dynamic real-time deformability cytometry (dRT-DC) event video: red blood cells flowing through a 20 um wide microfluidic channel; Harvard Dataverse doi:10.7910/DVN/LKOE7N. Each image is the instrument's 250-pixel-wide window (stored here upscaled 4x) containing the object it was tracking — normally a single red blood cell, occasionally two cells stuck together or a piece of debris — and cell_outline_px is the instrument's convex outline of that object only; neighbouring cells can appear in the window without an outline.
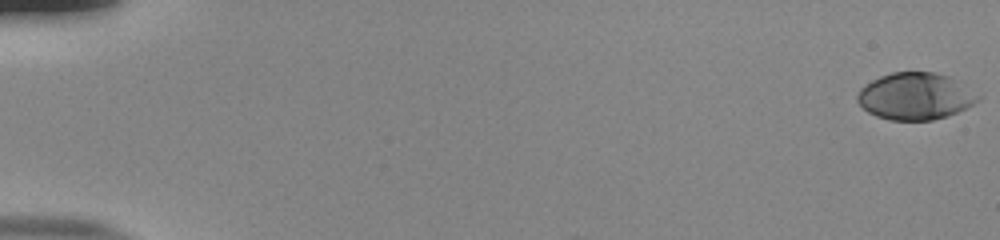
{"species": "human", "species_latin": "Homo sapiens", "temperature_condition": "room temperature", "stored_images_in_passage": 55, "camera_frame_rate_fps": 3000, "um_per_image_px": 0.085, "donor": {"sex": "male"}, "frame": {"image": 1, "passage_image": 1, "time_ms": 0.0, "image_size_px": [1000, 240], "cell_outline_px": [[980, 100], [956, 112], [932, 120], [888, 120], [876, 116], [868, 112], [856, 100], [856, 96], [860, 88], [864, 84], [880, 76], [892, 72], [932, 72], [948, 76], [980, 96]], "centroid_in_image_um": [77.73, 8.18], "position_along_channel_um": 7.3, "area_um2": 32.6}}
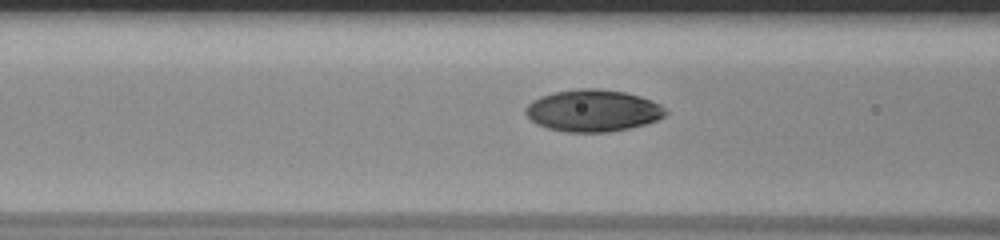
{"frame": {"image": 2, "passage_image": 24, "time_ms": 7.667, "image_size_px": [1000, 240], "cell_outline_px": [[668, 112], [664, 116], [656, 120], [644, 124], [628, 128], [608, 132], [564, 132], [548, 128], [536, 124], [524, 112], [524, 108], [532, 100], [540, 96], [552, 92], [576, 88], [596, 88], [624, 92], [640, 96], [652, 100], [660, 104]], "centroid_in_image_um": [50.36, 9.39], "position_along_channel_um": 116.2, "area_um2": 34.33}}
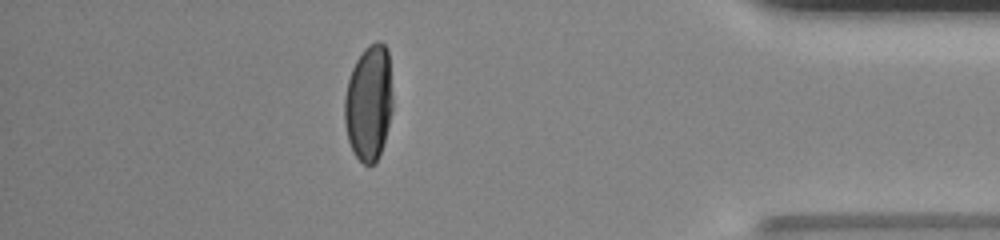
{"frame": {"image": 3, "passage_image": 49, "time_ms": 16.0, "image_size_px": [1000, 240], "cell_outline_px": [[392, 108], [384, 140], [380, 152], [376, 160], [372, 164], [364, 164], [356, 156], [348, 140], [344, 124], [344, 96], [348, 80], [352, 68], [356, 60], [364, 48], [368, 44], [376, 40], [380, 40], [388, 48], [392, 96]], "centroid_in_image_um": [31.33, 8.67], "position_along_channel_um": 403.9, "area_um2": 32.48}, "authors_computed_cell_mechanics": {"area_um2": 33.524, "velocity_mm_per_s": 3.8499, "shape_relaxation_time_tau1_ms": 4.8193, "shape_relaxation_time_tau2_ms": null, "deformation_change_tau1": 0.2025, "deformation_change_tau2": null}}